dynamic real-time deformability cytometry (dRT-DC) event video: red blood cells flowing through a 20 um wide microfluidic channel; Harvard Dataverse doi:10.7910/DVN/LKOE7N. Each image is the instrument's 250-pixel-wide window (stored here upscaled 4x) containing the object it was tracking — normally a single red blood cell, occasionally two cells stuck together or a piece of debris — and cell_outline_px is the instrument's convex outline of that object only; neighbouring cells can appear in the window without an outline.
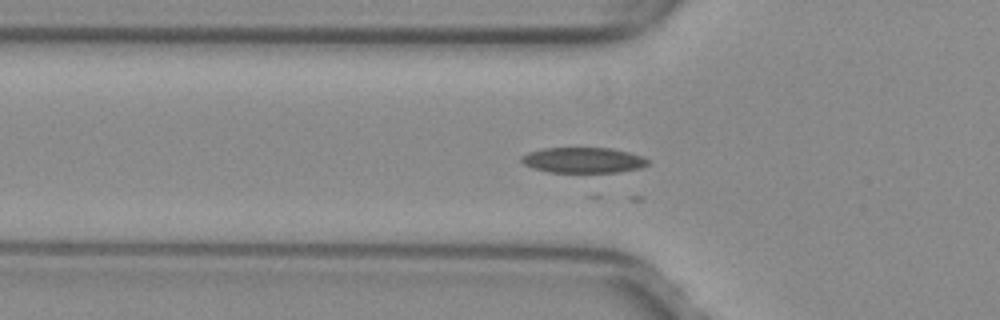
{"species": "common noctule bat (a hibernating species)", "species_latin": "Nyctalus noctula", "temperature_condition": "warm", "stored_images_in_passage": 16, "camera_frame_rate_fps": 3000, "um_per_image_px": 0.085, "animal": {"sex": "female", "body_mass_g": 29.2, "forearm_length_mm": 56.3}, "frame": {"image": 1, "passage_image": 4, "time_ms": 1.0, "image_size_px": [1000, 320], "cell_outline_px": [[652, 160], [648, 164], [640, 168], [616, 172], [548, 172], [532, 168], [524, 164], [520, 160], [520, 156], [528, 152], [544, 148], [612, 148], [644, 156]], "centroid_in_image_um": [49.58, 13.61], "position_along_channel_um": 76.2, "area_um2": 18.96}}
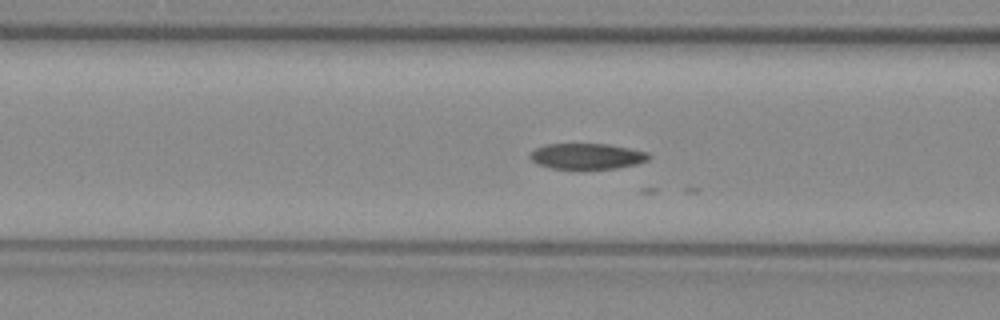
{"frame": {"image": 2, "passage_image": 7, "time_ms": 2.0, "image_size_px": [1000, 320], "cell_outline_px": [[652, 156], [648, 160], [636, 164], [616, 168], [580, 172], [552, 168], [540, 164], [532, 160], [528, 156], [528, 152], [536, 148], [548, 144], [608, 144], [648, 152]], "centroid_in_image_um": [49.88, 13.32], "position_along_channel_um": 116.7, "area_um2": 18.55}}